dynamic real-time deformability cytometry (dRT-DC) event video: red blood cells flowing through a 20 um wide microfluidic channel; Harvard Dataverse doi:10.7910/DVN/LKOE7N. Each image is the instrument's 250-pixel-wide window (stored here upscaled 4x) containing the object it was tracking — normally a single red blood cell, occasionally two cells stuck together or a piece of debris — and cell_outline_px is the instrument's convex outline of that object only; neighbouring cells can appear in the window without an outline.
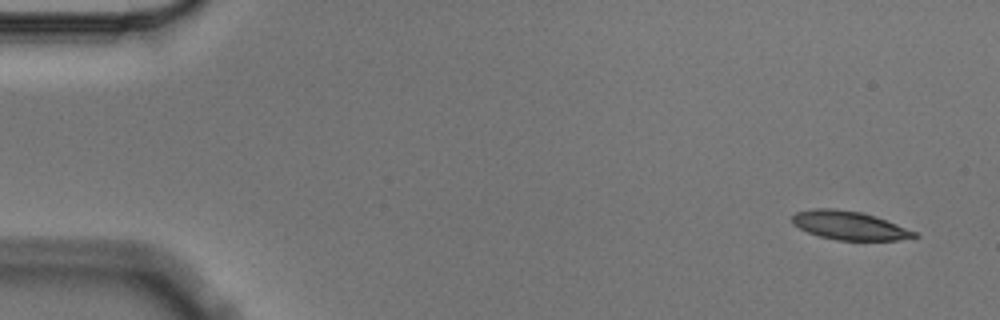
{"species": "Egyptian fruit bat (a non-hibernating species)", "species_latin": "Rousettus aegyptiacus", "temperature_condition": "cold", "stored_images_in_passage": 4, "camera_frame_rate_fps": 3000, "um_per_image_px": 0.085, "animal": {"sex": "male"}, "frame": {"image": 1, "passage_image": 1, "time_ms": 0.0, "image_size_px": [1000, 320], "cell_outline_px": [[920, 236], [896, 240], [836, 240], [820, 236], [808, 232], [792, 224], [792, 216], [796, 212], [816, 208], [832, 208], [860, 212], [896, 224], [916, 232]], "centroid_in_image_um": [72.15, 19.17], "position_along_channel_um": 12.8, "area_um2": 20.0}}